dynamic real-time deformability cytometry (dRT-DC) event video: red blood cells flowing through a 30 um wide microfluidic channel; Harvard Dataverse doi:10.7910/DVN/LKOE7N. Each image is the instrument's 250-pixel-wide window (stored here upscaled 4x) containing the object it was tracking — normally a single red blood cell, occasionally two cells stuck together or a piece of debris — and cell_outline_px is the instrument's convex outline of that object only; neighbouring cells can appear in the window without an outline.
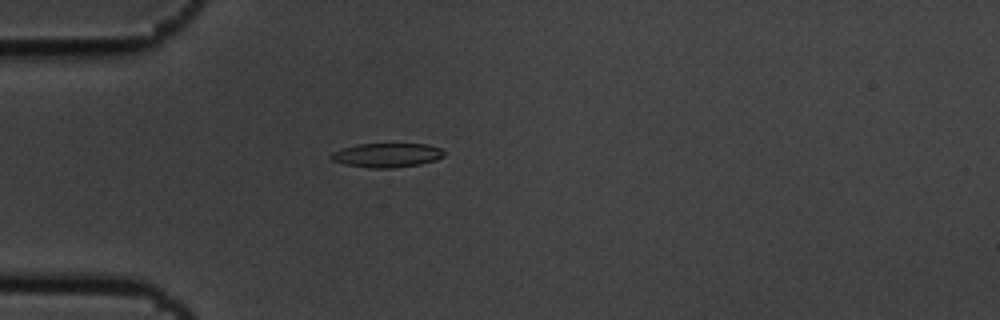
{"species": "common noctule bat (a hibernating species)", "species_latin": "Nyctalus noctula", "temperature_condition": "cold", "stored_images_in_passage": 6, "camera_frame_rate_fps": 3000, "um_per_image_px": 0.085, "animal": {"sex": "male", "body_mass_g": 19.5, "forearm_length_mm": 54.6}, "frame": {"image": 1, "passage_image": 5, "time_ms": 1.333, "image_size_px": [1000, 320], "cell_outline_px": [[444, 156], [436, 160], [420, 164], [392, 168], [368, 168], [344, 164], [332, 160], [328, 156], [332, 152], [356, 144], [428, 144], [440, 148], [444, 152]], "centroid_in_image_um": [32.87, 13.19], "position_along_channel_um": 52.1, "area_um2": 15.95}}